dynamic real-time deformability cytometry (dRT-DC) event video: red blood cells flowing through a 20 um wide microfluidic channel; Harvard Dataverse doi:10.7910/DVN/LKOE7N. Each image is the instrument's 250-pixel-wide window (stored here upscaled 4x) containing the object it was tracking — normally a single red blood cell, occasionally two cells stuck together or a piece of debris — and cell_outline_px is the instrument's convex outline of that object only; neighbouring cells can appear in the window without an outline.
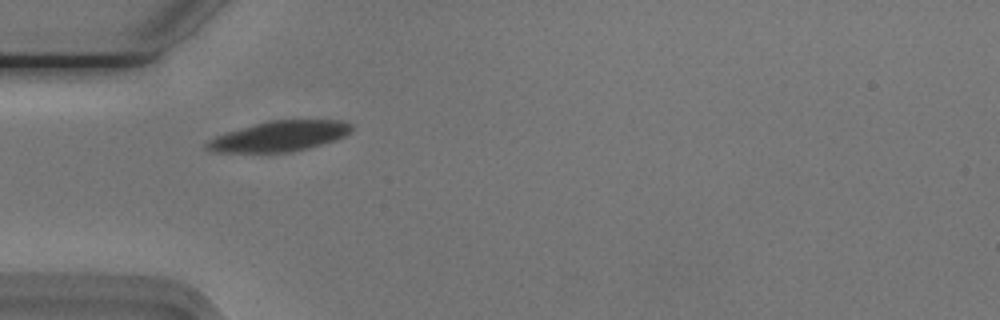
{"species": "Egyptian fruit bat (a non-hibernating species)", "species_latin": "Rousettus aegyptiacus", "temperature_condition": "cold", "stored_images_in_passage": 8, "camera_frame_rate_fps": 3000, "um_per_image_px": 0.085, "animal": {"sex": "male"}, "frame": {"image": 1, "passage_image": 1, "time_ms": 0.0, "image_size_px": [1000, 320], "cell_outline_px": [[352, 132], [344, 136], [308, 148], [288, 152], [212, 152], [204, 148], [204, 144], [208, 140], [216, 136], [228, 132], [256, 124], [272, 120], [344, 120], [352, 124]], "centroid_in_image_um": [23.75, 11.58], "position_along_channel_um": 61.3, "area_um2": 25.32}}